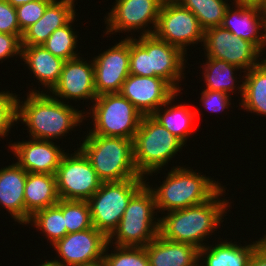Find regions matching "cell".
I'll return each instance as SVG.
<instances>
[{
    "label": "cell",
    "instance_id": "cell-17",
    "mask_svg": "<svg viewBox=\"0 0 266 266\" xmlns=\"http://www.w3.org/2000/svg\"><path fill=\"white\" fill-rule=\"evenodd\" d=\"M84 60L85 58L79 56L64 62L59 82L49 92L54 98L59 101L83 99V102L90 99L94 102L97 94L93 60Z\"/></svg>",
    "mask_w": 266,
    "mask_h": 266
},
{
    "label": "cell",
    "instance_id": "cell-8",
    "mask_svg": "<svg viewBox=\"0 0 266 266\" xmlns=\"http://www.w3.org/2000/svg\"><path fill=\"white\" fill-rule=\"evenodd\" d=\"M91 106L93 128L86 135L123 137L133 140L143 115L120 93L98 95Z\"/></svg>",
    "mask_w": 266,
    "mask_h": 266
},
{
    "label": "cell",
    "instance_id": "cell-30",
    "mask_svg": "<svg viewBox=\"0 0 266 266\" xmlns=\"http://www.w3.org/2000/svg\"><path fill=\"white\" fill-rule=\"evenodd\" d=\"M30 223L42 231L51 245L67 235L63 213L56 205L36 211L30 217L28 225Z\"/></svg>",
    "mask_w": 266,
    "mask_h": 266
},
{
    "label": "cell",
    "instance_id": "cell-7",
    "mask_svg": "<svg viewBox=\"0 0 266 266\" xmlns=\"http://www.w3.org/2000/svg\"><path fill=\"white\" fill-rule=\"evenodd\" d=\"M155 210L154 194L145 184L129 201L117 228L108 237V243L145 247L159 234L160 218L154 217L157 216Z\"/></svg>",
    "mask_w": 266,
    "mask_h": 266
},
{
    "label": "cell",
    "instance_id": "cell-43",
    "mask_svg": "<svg viewBox=\"0 0 266 266\" xmlns=\"http://www.w3.org/2000/svg\"><path fill=\"white\" fill-rule=\"evenodd\" d=\"M36 266H65L63 264H59L57 262H54L52 261V259L49 261V260H45V262L42 264H39V265H36Z\"/></svg>",
    "mask_w": 266,
    "mask_h": 266
},
{
    "label": "cell",
    "instance_id": "cell-35",
    "mask_svg": "<svg viewBox=\"0 0 266 266\" xmlns=\"http://www.w3.org/2000/svg\"><path fill=\"white\" fill-rule=\"evenodd\" d=\"M53 0H35L16 7L20 31L23 33L28 27L36 23L44 14L46 7Z\"/></svg>",
    "mask_w": 266,
    "mask_h": 266
},
{
    "label": "cell",
    "instance_id": "cell-3",
    "mask_svg": "<svg viewBox=\"0 0 266 266\" xmlns=\"http://www.w3.org/2000/svg\"><path fill=\"white\" fill-rule=\"evenodd\" d=\"M129 37V74L160 77L180 93L183 89L179 83L185 78L183 72L186 68L187 53L158 39L154 34L138 36V39L133 36Z\"/></svg>",
    "mask_w": 266,
    "mask_h": 266
},
{
    "label": "cell",
    "instance_id": "cell-25",
    "mask_svg": "<svg viewBox=\"0 0 266 266\" xmlns=\"http://www.w3.org/2000/svg\"><path fill=\"white\" fill-rule=\"evenodd\" d=\"M59 200L55 175L27 173L24 188L25 225L36 211L54 206Z\"/></svg>",
    "mask_w": 266,
    "mask_h": 266
},
{
    "label": "cell",
    "instance_id": "cell-20",
    "mask_svg": "<svg viewBox=\"0 0 266 266\" xmlns=\"http://www.w3.org/2000/svg\"><path fill=\"white\" fill-rule=\"evenodd\" d=\"M74 3L75 0H53L46 7L43 16L23 32L21 45H42L56 29L77 16Z\"/></svg>",
    "mask_w": 266,
    "mask_h": 266
},
{
    "label": "cell",
    "instance_id": "cell-23",
    "mask_svg": "<svg viewBox=\"0 0 266 266\" xmlns=\"http://www.w3.org/2000/svg\"><path fill=\"white\" fill-rule=\"evenodd\" d=\"M150 266H195L199 249L188 243L174 242L160 234L145 246Z\"/></svg>",
    "mask_w": 266,
    "mask_h": 266
},
{
    "label": "cell",
    "instance_id": "cell-24",
    "mask_svg": "<svg viewBox=\"0 0 266 266\" xmlns=\"http://www.w3.org/2000/svg\"><path fill=\"white\" fill-rule=\"evenodd\" d=\"M22 59L38 83L49 92L59 82L65 60L54 56L43 45L22 46Z\"/></svg>",
    "mask_w": 266,
    "mask_h": 266
},
{
    "label": "cell",
    "instance_id": "cell-26",
    "mask_svg": "<svg viewBox=\"0 0 266 266\" xmlns=\"http://www.w3.org/2000/svg\"><path fill=\"white\" fill-rule=\"evenodd\" d=\"M178 95L177 92L172 98H170V100L156 109L151 116L186 144L185 142H187V139L192 136L191 134L195 128V126H193V123L195 122L193 121L195 118L197 119V115H200L198 114L200 111L198 109L191 110L190 107L185 104L173 105L172 103Z\"/></svg>",
    "mask_w": 266,
    "mask_h": 266
},
{
    "label": "cell",
    "instance_id": "cell-4",
    "mask_svg": "<svg viewBox=\"0 0 266 266\" xmlns=\"http://www.w3.org/2000/svg\"><path fill=\"white\" fill-rule=\"evenodd\" d=\"M188 168L190 167L173 166L168 174L166 173V177L164 176L166 179L156 188H153V185L151 187L150 182H146L154 194L158 213L161 211L165 214L164 211L169 212L202 204L210 200L223 187L213 178Z\"/></svg>",
    "mask_w": 266,
    "mask_h": 266
},
{
    "label": "cell",
    "instance_id": "cell-18",
    "mask_svg": "<svg viewBox=\"0 0 266 266\" xmlns=\"http://www.w3.org/2000/svg\"><path fill=\"white\" fill-rule=\"evenodd\" d=\"M53 141L29 139L13 142L9 148L17 158V164L28 173L55 175L66 152Z\"/></svg>",
    "mask_w": 266,
    "mask_h": 266
},
{
    "label": "cell",
    "instance_id": "cell-16",
    "mask_svg": "<svg viewBox=\"0 0 266 266\" xmlns=\"http://www.w3.org/2000/svg\"><path fill=\"white\" fill-rule=\"evenodd\" d=\"M119 93L127 98L143 116H151L177 91L160 77L130 74L122 84Z\"/></svg>",
    "mask_w": 266,
    "mask_h": 266
},
{
    "label": "cell",
    "instance_id": "cell-40",
    "mask_svg": "<svg viewBox=\"0 0 266 266\" xmlns=\"http://www.w3.org/2000/svg\"><path fill=\"white\" fill-rule=\"evenodd\" d=\"M233 4L243 5L245 7H257L266 12V0H233Z\"/></svg>",
    "mask_w": 266,
    "mask_h": 266
},
{
    "label": "cell",
    "instance_id": "cell-36",
    "mask_svg": "<svg viewBox=\"0 0 266 266\" xmlns=\"http://www.w3.org/2000/svg\"><path fill=\"white\" fill-rule=\"evenodd\" d=\"M231 98V95L222 91L203 89L200 102L211 113L214 112L217 114L229 108Z\"/></svg>",
    "mask_w": 266,
    "mask_h": 266
},
{
    "label": "cell",
    "instance_id": "cell-19",
    "mask_svg": "<svg viewBox=\"0 0 266 266\" xmlns=\"http://www.w3.org/2000/svg\"><path fill=\"white\" fill-rule=\"evenodd\" d=\"M233 5L227 8L221 26L237 38L252 42L263 53L266 44V12L257 7Z\"/></svg>",
    "mask_w": 266,
    "mask_h": 266
},
{
    "label": "cell",
    "instance_id": "cell-22",
    "mask_svg": "<svg viewBox=\"0 0 266 266\" xmlns=\"http://www.w3.org/2000/svg\"><path fill=\"white\" fill-rule=\"evenodd\" d=\"M260 237L258 241L242 246L235 241L226 239L215 246L208 243L199 249V264L201 266H250V260L255 249L266 239ZM203 261V262H202Z\"/></svg>",
    "mask_w": 266,
    "mask_h": 266
},
{
    "label": "cell",
    "instance_id": "cell-29",
    "mask_svg": "<svg viewBox=\"0 0 266 266\" xmlns=\"http://www.w3.org/2000/svg\"><path fill=\"white\" fill-rule=\"evenodd\" d=\"M184 8L190 10L198 19L200 26L206 30L221 26L227 8L228 0H175Z\"/></svg>",
    "mask_w": 266,
    "mask_h": 266
},
{
    "label": "cell",
    "instance_id": "cell-5",
    "mask_svg": "<svg viewBox=\"0 0 266 266\" xmlns=\"http://www.w3.org/2000/svg\"><path fill=\"white\" fill-rule=\"evenodd\" d=\"M79 149L102 182H120L142 177L134 163L133 140L123 137L85 135Z\"/></svg>",
    "mask_w": 266,
    "mask_h": 266
},
{
    "label": "cell",
    "instance_id": "cell-38",
    "mask_svg": "<svg viewBox=\"0 0 266 266\" xmlns=\"http://www.w3.org/2000/svg\"><path fill=\"white\" fill-rule=\"evenodd\" d=\"M23 34L0 33V61L19 56L21 59L22 45L21 38Z\"/></svg>",
    "mask_w": 266,
    "mask_h": 266
},
{
    "label": "cell",
    "instance_id": "cell-33",
    "mask_svg": "<svg viewBox=\"0 0 266 266\" xmlns=\"http://www.w3.org/2000/svg\"><path fill=\"white\" fill-rule=\"evenodd\" d=\"M109 246L103 255L105 266H150L145 247L115 245L114 251L108 253Z\"/></svg>",
    "mask_w": 266,
    "mask_h": 266
},
{
    "label": "cell",
    "instance_id": "cell-31",
    "mask_svg": "<svg viewBox=\"0 0 266 266\" xmlns=\"http://www.w3.org/2000/svg\"><path fill=\"white\" fill-rule=\"evenodd\" d=\"M75 17L66 25L56 29L48 39L42 44L54 56L59 57L65 61L79 57L80 53L77 46L76 31L74 32L72 24L75 22Z\"/></svg>",
    "mask_w": 266,
    "mask_h": 266
},
{
    "label": "cell",
    "instance_id": "cell-37",
    "mask_svg": "<svg viewBox=\"0 0 266 266\" xmlns=\"http://www.w3.org/2000/svg\"><path fill=\"white\" fill-rule=\"evenodd\" d=\"M0 33L23 34L20 31L16 7L7 0H0Z\"/></svg>",
    "mask_w": 266,
    "mask_h": 266
},
{
    "label": "cell",
    "instance_id": "cell-28",
    "mask_svg": "<svg viewBox=\"0 0 266 266\" xmlns=\"http://www.w3.org/2000/svg\"><path fill=\"white\" fill-rule=\"evenodd\" d=\"M206 59L205 64L203 63V66H201L203 67L202 76L205 79L206 89L222 91L229 95L230 92L233 94L238 90L240 96H242L243 81H240L242 84H236L238 80H236L237 77H234V72L239 71L240 68L223 60L209 57H206ZM236 85L238 86L236 87Z\"/></svg>",
    "mask_w": 266,
    "mask_h": 266
},
{
    "label": "cell",
    "instance_id": "cell-15",
    "mask_svg": "<svg viewBox=\"0 0 266 266\" xmlns=\"http://www.w3.org/2000/svg\"><path fill=\"white\" fill-rule=\"evenodd\" d=\"M108 237L95 227L68 233L52 246L59 259L52 261L65 266H75L103 259Z\"/></svg>",
    "mask_w": 266,
    "mask_h": 266
},
{
    "label": "cell",
    "instance_id": "cell-44",
    "mask_svg": "<svg viewBox=\"0 0 266 266\" xmlns=\"http://www.w3.org/2000/svg\"><path fill=\"white\" fill-rule=\"evenodd\" d=\"M265 49H266V44H265V48H264V53H265ZM263 60L266 61V58L263 57Z\"/></svg>",
    "mask_w": 266,
    "mask_h": 266
},
{
    "label": "cell",
    "instance_id": "cell-13",
    "mask_svg": "<svg viewBox=\"0 0 266 266\" xmlns=\"http://www.w3.org/2000/svg\"><path fill=\"white\" fill-rule=\"evenodd\" d=\"M115 1V5L110 9L111 12L105 16L106 19L104 18L107 24L104 34L129 33L138 29L142 31L141 36L154 34L164 0ZM148 24H152V27H148Z\"/></svg>",
    "mask_w": 266,
    "mask_h": 266
},
{
    "label": "cell",
    "instance_id": "cell-39",
    "mask_svg": "<svg viewBox=\"0 0 266 266\" xmlns=\"http://www.w3.org/2000/svg\"><path fill=\"white\" fill-rule=\"evenodd\" d=\"M250 266H266V239L253 252Z\"/></svg>",
    "mask_w": 266,
    "mask_h": 266
},
{
    "label": "cell",
    "instance_id": "cell-9",
    "mask_svg": "<svg viewBox=\"0 0 266 266\" xmlns=\"http://www.w3.org/2000/svg\"><path fill=\"white\" fill-rule=\"evenodd\" d=\"M148 179L102 182L88 200L93 227L109 237L117 228L131 198Z\"/></svg>",
    "mask_w": 266,
    "mask_h": 266
},
{
    "label": "cell",
    "instance_id": "cell-11",
    "mask_svg": "<svg viewBox=\"0 0 266 266\" xmlns=\"http://www.w3.org/2000/svg\"><path fill=\"white\" fill-rule=\"evenodd\" d=\"M154 35L186 53L188 45H203L204 29L190 10L175 0H164Z\"/></svg>",
    "mask_w": 266,
    "mask_h": 266
},
{
    "label": "cell",
    "instance_id": "cell-27",
    "mask_svg": "<svg viewBox=\"0 0 266 266\" xmlns=\"http://www.w3.org/2000/svg\"><path fill=\"white\" fill-rule=\"evenodd\" d=\"M244 75L243 95L239 106L248 112L266 116V61L262 60Z\"/></svg>",
    "mask_w": 266,
    "mask_h": 266
},
{
    "label": "cell",
    "instance_id": "cell-1",
    "mask_svg": "<svg viewBox=\"0 0 266 266\" xmlns=\"http://www.w3.org/2000/svg\"><path fill=\"white\" fill-rule=\"evenodd\" d=\"M26 96L22 102L20 97L17 98V122L26 124L31 139H60L89 117L84 115L85 111L66 104V100L54 98L48 90L44 93L43 90L31 89Z\"/></svg>",
    "mask_w": 266,
    "mask_h": 266
},
{
    "label": "cell",
    "instance_id": "cell-2",
    "mask_svg": "<svg viewBox=\"0 0 266 266\" xmlns=\"http://www.w3.org/2000/svg\"><path fill=\"white\" fill-rule=\"evenodd\" d=\"M225 190L223 186L210 200L202 204L167 212V215L160 217L159 234L167 240L188 243L201 249L207 245L203 241H207L205 239L217 231L224 221L222 219L226 216L228 207H231L232 202L220 199Z\"/></svg>",
    "mask_w": 266,
    "mask_h": 266
},
{
    "label": "cell",
    "instance_id": "cell-32",
    "mask_svg": "<svg viewBox=\"0 0 266 266\" xmlns=\"http://www.w3.org/2000/svg\"><path fill=\"white\" fill-rule=\"evenodd\" d=\"M56 206L63 213L67 234L93 227L88 201L60 199Z\"/></svg>",
    "mask_w": 266,
    "mask_h": 266
},
{
    "label": "cell",
    "instance_id": "cell-12",
    "mask_svg": "<svg viewBox=\"0 0 266 266\" xmlns=\"http://www.w3.org/2000/svg\"><path fill=\"white\" fill-rule=\"evenodd\" d=\"M203 44L205 57L226 61L244 73L263 60L259 58L263 53L252 42L237 38L222 26L204 30Z\"/></svg>",
    "mask_w": 266,
    "mask_h": 266
},
{
    "label": "cell",
    "instance_id": "cell-42",
    "mask_svg": "<svg viewBox=\"0 0 266 266\" xmlns=\"http://www.w3.org/2000/svg\"><path fill=\"white\" fill-rule=\"evenodd\" d=\"M13 7H17L35 0H7Z\"/></svg>",
    "mask_w": 266,
    "mask_h": 266
},
{
    "label": "cell",
    "instance_id": "cell-34",
    "mask_svg": "<svg viewBox=\"0 0 266 266\" xmlns=\"http://www.w3.org/2000/svg\"><path fill=\"white\" fill-rule=\"evenodd\" d=\"M17 96L10 91H0V138L2 139L7 137L13 125L17 124Z\"/></svg>",
    "mask_w": 266,
    "mask_h": 266
},
{
    "label": "cell",
    "instance_id": "cell-21",
    "mask_svg": "<svg viewBox=\"0 0 266 266\" xmlns=\"http://www.w3.org/2000/svg\"><path fill=\"white\" fill-rule=\"evenodd\" d=\"M27 173L17 163L0 169V205L14 221L25 225L24 188Z\"/></svg>",
    "mask_w": 266,
    "mask_h": 266
},
{
    "label": "cell",
    "instance_id": "cell-6",
    "mask_svg": "<svg viewBox=\"0 0 266 266\" xmlns=\"http://www.w3.org/2000/svg\"><path fill=\"white\" fill-rule=\"evenodd\" d=\"M184 145L152 116H143L133 139L134 163L139 174L148 178L160 173Z\"/></svg>",
    "mask_w": 266,
    "mask_h": 266
},
{
    "label": "cell",
    "instance_id": "cell-14",
    "mask_svg": "<svg viewBox=\"0 0 266 266\" xmlns=\"http://www.w3.org/2000/svg\"><path fill=\"white\" fill-rule=\"evenodd\" d=\"M96 94L119 93L129 74L130 37L95 56L93 59Z\"/></svg>",
    "mask_w": 266,
    "mask_h": 266
},
{
    "label": "cell",
    "instance_id": "cell-10",
    "mask_svg": "<svg viewBox=\"0 0 266 266\" xmlns=\"http://www.w3.org/2000/svg\"><path fill=\"white\" fill-rule=\"evenodd\" d=\"M55 176L59 198L64 200L88 201L102 183L79 148L64 154Z\"/></svg>",
    "mask_w": 266,
    "mask_h": 266
},
{
    "label": "cell",
    "instance_id": "cell-41",
    "mask_svg": "<svg viewBox=\"0 0 266 266\" xmlns=\"http://www.w3.org/2000/svg\"><path fill=\"white\" fill-rule=\"evenodd\" d=\"M75 266H105V262L104 259H99L90 263H83Z\"/></svg>",
    "mask_w": 266,
    "mask_h": 266
}]
</instances>
